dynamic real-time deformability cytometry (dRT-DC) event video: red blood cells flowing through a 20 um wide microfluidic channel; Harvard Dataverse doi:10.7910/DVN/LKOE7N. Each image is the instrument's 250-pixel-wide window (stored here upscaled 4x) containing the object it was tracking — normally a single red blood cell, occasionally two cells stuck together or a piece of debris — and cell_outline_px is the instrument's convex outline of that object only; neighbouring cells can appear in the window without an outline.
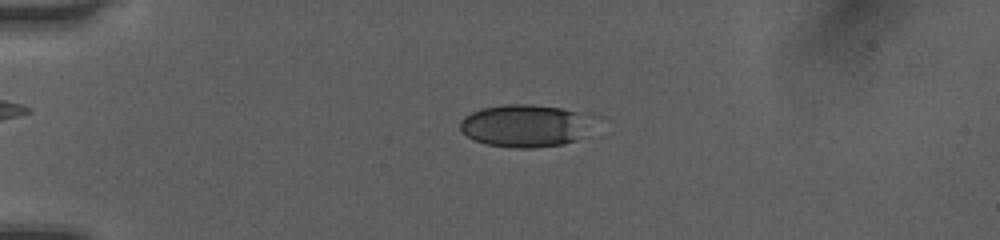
{"species": "human", "species_latin": "Homo sapiens", "temperature_condition": "room temperature", "stored_images_in_passage": 39, "camera_frame_rate_fps": 3000, "um_per_image_px": 0.085, "donor": {"sex": "female"}, "frame": {"image": 1, "passage_image": 1, "time_ms": 0.0, "image_size_px": [1000, 240], "cell_outline_px": [[580, 136], [576, 140], [564, 144], [532, 148], [512, 148], [488, 144], [476, 140], [468, 136], [460, 128], [460, 120], [464, 116], [480, 108], [504, 104], [532, 104], [560, 108], [576, 112]], "centroid_in_image_um": [44.34, 10.69], "position_along_channel_um": 40.7, "area_um2": 31.15}}
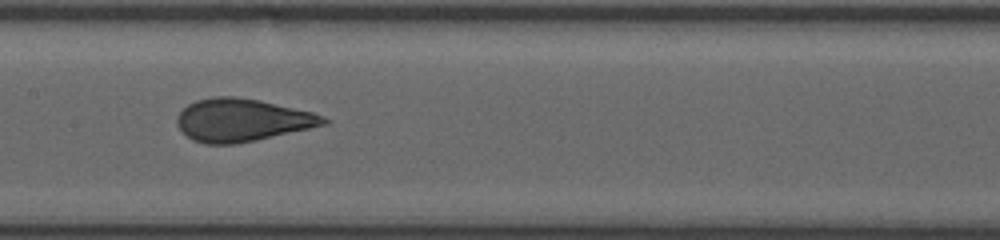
{"frame": {"image": 2, "passage_image": 15, "time_ms": 4.667, "image_size_px": [1000, 240], "cell_outline_px": [[332, 120], [328, 124], [256, 140], [236, 144], [204, 144], [192, 140], [176, 124], [176, 116], [188, 104], [196, 100], [212, 96], [236, 96], [260, 100], [312, 112], [324, 116]], "centroid_in_image_um": [20.58, 10.2], "position_along_channel_um": 186.8, "area_um2": 36.65}}
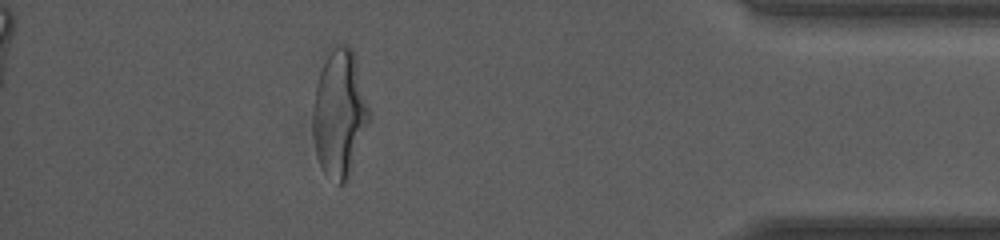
{"frame": {"image": 3, "passage_image": 34, "time_ms": 11.0, "image_size_px": [1000, 240], "cell_outline_px": [[368, 120], [348, 180], [344, 184], [340, 184], [324, 172], [316, 156], [312, 132], [312, 120], [316, 84], [324, 52], [336, 44], [348, 44], [352, 48], [356, 60], [368, 108]], "centroid_in_image_um": [28.8, 9.57], "position_along_channel_um": 406.4, "area_um2": 41.44}, "authors_computed_cell_mechanics": {"area_um2": 36.0094, "velocity_mm_per_s": 4.081, "shape_relaxation_time_tau1_ms": 4.0999, "shape_relaxation_time_tau2_ms": null, "deformation_change_tau1": 0.1788, "deformation_change_tau2": null}}